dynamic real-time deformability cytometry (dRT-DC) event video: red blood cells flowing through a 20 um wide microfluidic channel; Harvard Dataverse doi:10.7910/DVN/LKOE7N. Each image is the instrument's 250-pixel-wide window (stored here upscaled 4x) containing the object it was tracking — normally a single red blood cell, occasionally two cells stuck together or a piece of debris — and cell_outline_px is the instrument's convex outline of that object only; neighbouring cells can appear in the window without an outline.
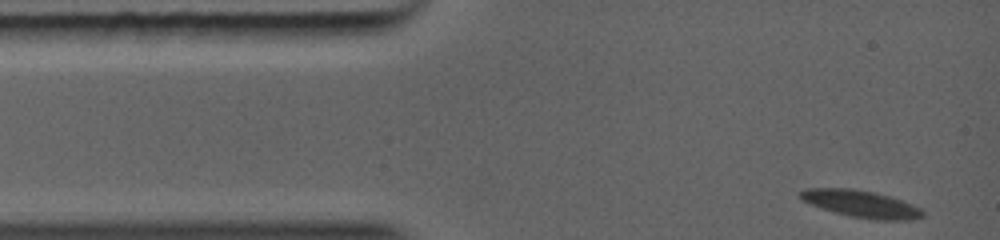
{"species": "common noctule bat (a hibernating species)", "species_latin": "Nyctalus noctula", "temperature_condition": "warm", "stored_images_in_passage": 43, "camera_frame_rate_fps": 5000, "um_per_image_px": 0.085, "animal": {"sex": "female", "body_mass_g": 19.0, "forearm_length_mm": 56.7}, "frame": {"image": 1, "passage_image": 1, "time_ms": 0.0, "image_size_px": [1000, 240], "cell_outline_px": [[924, 216], [908, 220], [880, 220], [852, 216], [836, 212], [800, 200], [800, 192], [808, 188], [852, 188], [872, 192], [888, 196], [912, 204], [920, 208], [924, 212]], "centroid_in_image_um": [73.21, 17.32], "position_along_channel_um": 11.8, "area_um2": 18.84}}
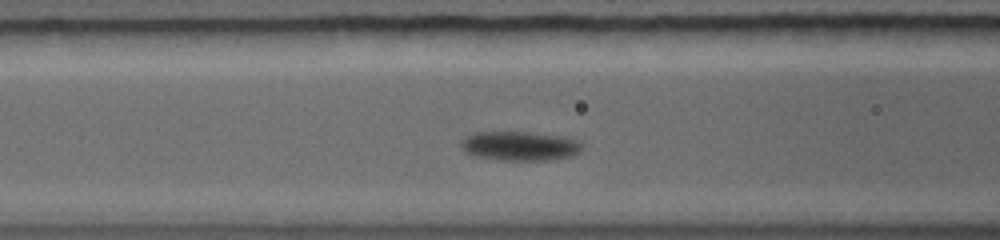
{"frame": {"image": 2, "passage_image": 19, "time_ms": 3.6, "image_size_px": [1000, 240], "cell_outline_px": [[580, 152], [572, 156], [548, 160], [496, 160], [472, 156], [460, 144], [460, 140], [464, 136], [472, 132], [528, 132], [568, 136], [576, 140], [580, 144]], "centroid_in_image_um": [44.15, 12.4], "position_along_channel_um": 122.4, "area_um2": 20.87}}
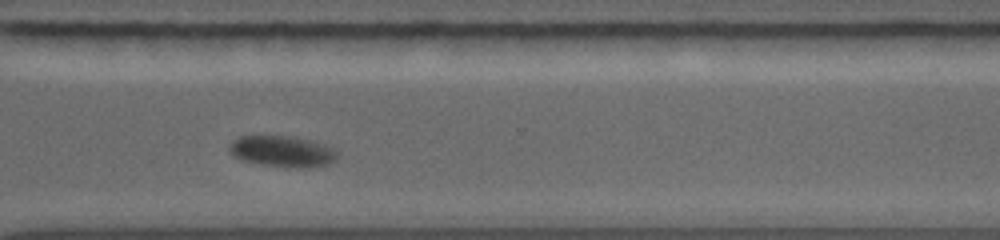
{"frame": {"image": 3, "passage_image": 42, "time_ms": 8.4, "image_size_px": [1000, 240], "cell_outline_px": [[340, 156], [336, 160], [328, 164], [304, 168], [296, 168], [264, 164], [244, 160], [232, 156], [228, 148], [228, 144], [232, 140], [240, 136], [288, 136], [312, 140], [324, 144], [332, 148]], "centroid_in_image_um": [24.0, 12.86], "position_along_channel_um": 346.6, "area_um2": 19.59}}